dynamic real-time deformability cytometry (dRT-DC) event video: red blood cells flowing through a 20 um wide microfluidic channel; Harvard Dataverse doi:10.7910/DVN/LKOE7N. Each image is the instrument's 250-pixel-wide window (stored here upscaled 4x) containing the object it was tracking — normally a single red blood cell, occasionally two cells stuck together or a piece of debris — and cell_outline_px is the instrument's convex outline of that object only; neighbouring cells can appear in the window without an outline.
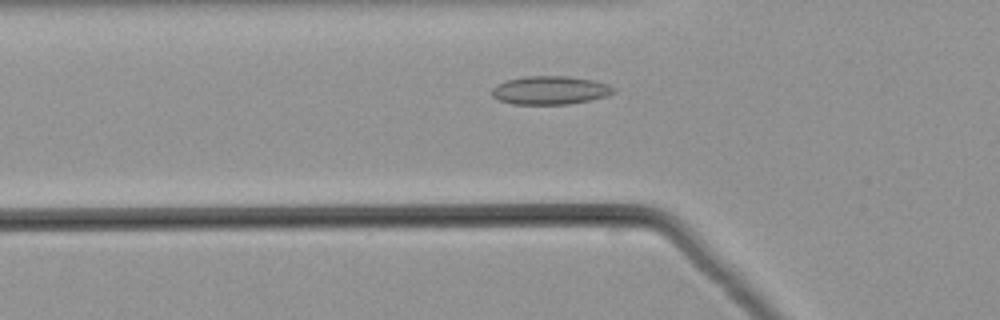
{"species": "common noctule bat (a hibernating species)", "species_latin": "Nyctalus noctula", "temperature_condition": "warm", "stored_images_in_passage": 44, "camera_frame_rate_fps": 3000, "um_per_image_px": 0.085, "animal": {"sex": "male", "body_mass_g": 21.5, "forearm_length_mm": 52.0}, "frame": {"image": 1, "passage_image": 11, "time_ms": 3.333, "image_size_px": [1000, 320], "cell_outline_px": [[616, 88], [612, 92], [604, 96], [588, 100], [568, 104], [512, 104], [500, 100], [492, 96], [492, 88], [496, 84], [504, 80], [524, 76], [568, 76], [592, 80], [608, 84]], "centroid_in_image_um": [46.7, 7.66], "position_along_channel_um": 79.1, "area_um2": 20.06}}
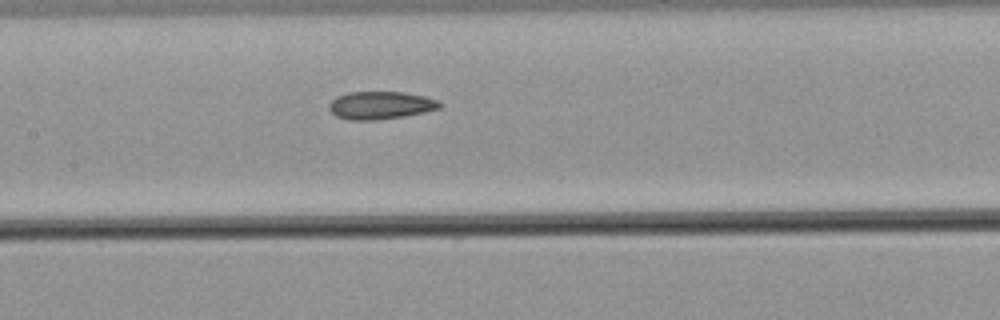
{"frame": {"image": 2, "passage_image": 18, "time_ms": 5.667, "image_size_px": [1000, 320], "cell_outline_px": [[444, 104], [440, 108], [424, 112], [404, 116], [376, 120], [348, 120], [336, 116], [328, 108], [328, 104], [336, 96], [348, 92], [404, 92], [424, 96], [440, 100]], "centroid_in_image_um": [32.36, 8.94], "position_along_channel_um": 175.0, "area_um2": 18.09}}
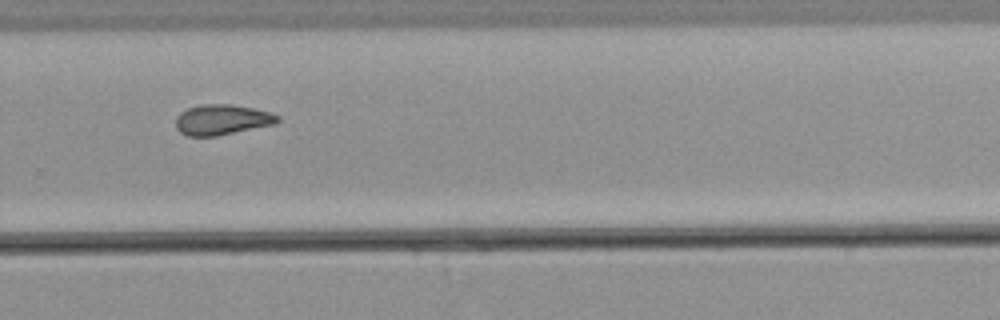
{"frame": {"image": 3, "passage_image": 28, "time_ms": 9.0, "image_size_px": [1000, 320], "cell_outline_px": [[280, 120], [276, 124], [216, 136], [188, 136], [180, 132], [176, 128], [176, 116], [180, 112], [188, 108], [200, 104], [232, 104], [272, 112], [280, 116]], "centroid_in_image_um": [18.88, 10.17], "position_along_channel_um": 310.9, "area_um2": 18.21}}